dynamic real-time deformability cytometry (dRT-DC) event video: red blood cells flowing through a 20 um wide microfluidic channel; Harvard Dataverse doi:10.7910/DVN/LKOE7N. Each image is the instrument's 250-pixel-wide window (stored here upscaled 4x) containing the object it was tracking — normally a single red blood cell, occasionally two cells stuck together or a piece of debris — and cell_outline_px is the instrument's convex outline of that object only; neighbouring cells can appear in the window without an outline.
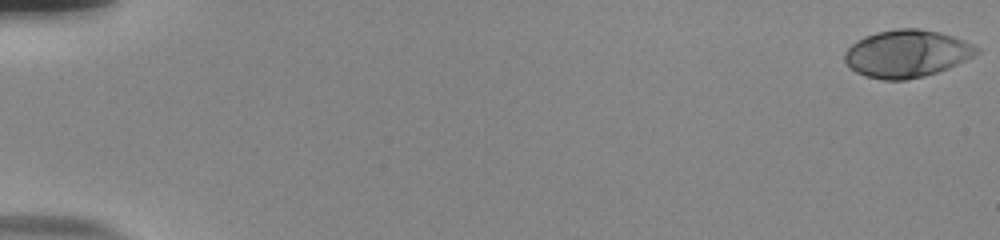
{"species": "human", "species_latin": "Homo sapiens", "temperature_condition": "room temperature", "stored_images_in_passage": 55, "camera_frame_rate_fps": 3000, "um_per_image_px": 0.085, "donor": {"sex": "male"}, "frame": {"image": 1, "passage_image": 1, "time_ms": 0.0, "image_size_px": [1000, 240], "cell_outline_px": [[980, 52], [948, 68], [924, 76], [908, 80], [884, 80], [864, 76], [856, 72], [844, 60], [844, 52], [856, 40], [864, 36], [876, 32], [896, 28], [920, 28], [940, 32], [964, 40], [980, 48]], "centroid_in_image_um": [77.06, 4.55], "position_along_channel_um": 7.9, "area_um2": 36.53}}
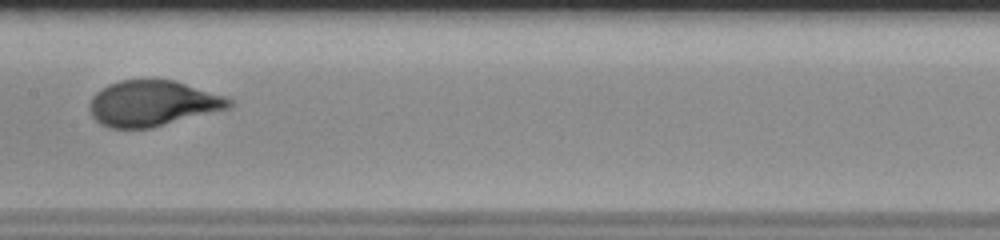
{"frame": {"image": 2, "passage_image": 30, "time_ms": 9.667, "image_size_px": [1000, 240], "cell_outline_px": [[236, 104], [232, 108], [148, 128], [112, 128], [100, 124], [92, 116], [88, 104], [92, 96], [96, 92], [108, 84], [120, 80], [176, 80], [224, 96], [232, 100]], "centroid_in_image_um": [12.98, 8.78], "position_along_channel_um": 194.4, "area_um2": 37.17}}
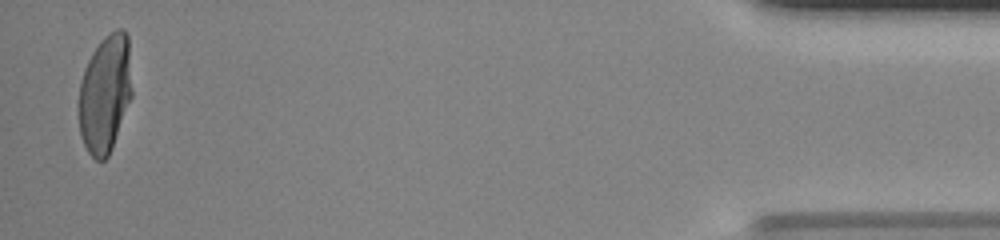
{"frame": {"image": 3, "passage_image": 54, "time_ms": 17.667, "image_size_px": [1000, 240], "cell_outline_px": [[132, 96], [112, 148], [108, 156], [104, 160], [96, 160], [88, 152], [80, 136], [76, 108], [76, 104], [80, 80], [84, 68], [92, 52], [100, 40], [104, 36], [116, 28], [124, 28], [128, 36], [132, 92]], "centroid_in_image_um": [8.89, 7.96], "position_along_channel_um": 426.3, "area_um2": 37.51}, "authors_computed_cell_mechanics": {"area_um2": 36.4718, "velocity_mm_per_s": 3.8536, "shape_relaxation_time_tau1_ms": 4.1435, "shape_relaxation_time_tau2_ms": null, "deformation_change_tau1": 0.2295, "deformation_change_tau2": null}}